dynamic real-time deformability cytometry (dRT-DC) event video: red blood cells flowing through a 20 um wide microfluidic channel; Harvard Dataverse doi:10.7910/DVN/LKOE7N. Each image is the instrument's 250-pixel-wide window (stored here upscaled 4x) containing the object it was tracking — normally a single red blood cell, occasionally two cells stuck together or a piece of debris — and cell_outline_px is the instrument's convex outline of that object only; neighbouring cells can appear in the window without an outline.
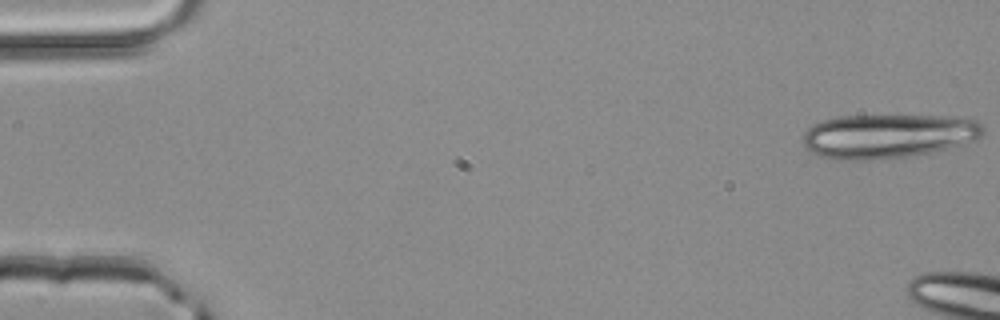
{"species": "common noctule bat (a hibernating species)", "species_latin": "Nyctalus noctula", "temperature_condition": "room temperature", "stored_images_in_passage": 8, "camera_frame_rate_fps": 3000, "um_per_image_px": 0.085, "animal": {"sex": "male", "body_mass_g": 20.4}, "frame": {"image": 1, "passage_image": 1, "time_ms": 0.0, "image_size_px": [1000, 320], "cell_outline_px": [[984, 132], [976, 140], [928, 152], [908, 156], [884, 160], [840, 160], [816, 156], [808, 152], [804, 148], [800, 140], [804, 132], [812, 124], [836, 116], [948, 116], [976, 120], [984, 124]], "centroid_in_image_um": [75.39, 11.57], "position_along_channel_um": 9.6, "area_um2": 46.88}}